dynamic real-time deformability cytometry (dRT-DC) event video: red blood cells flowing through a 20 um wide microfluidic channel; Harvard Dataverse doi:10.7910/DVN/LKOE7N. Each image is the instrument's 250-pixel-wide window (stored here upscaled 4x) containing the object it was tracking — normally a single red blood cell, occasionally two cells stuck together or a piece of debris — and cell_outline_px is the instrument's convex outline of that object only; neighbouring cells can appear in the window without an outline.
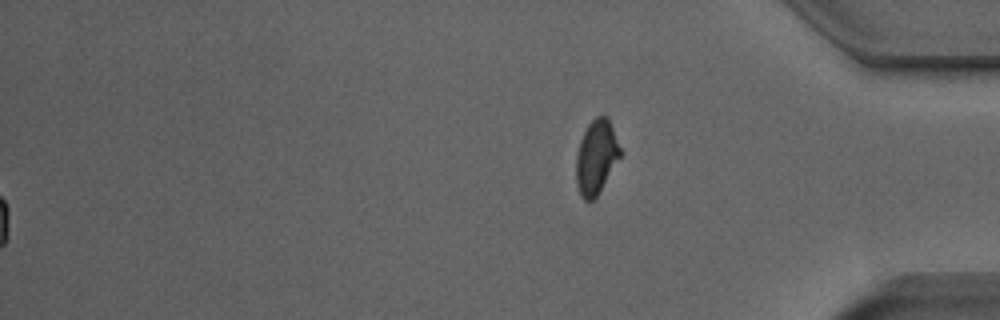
{"species": "Egyptian fruit bat (a non-hibernating species)", "species_latin": "Rousettus aegyptiacus", "temperature_condition": "room temperature", "stored_images_in_passage": 49, "segment_of_instrument_passage": [2, 2], "camera_frame_rate_fps": 3000, "um_per_image_px": 0.085, "animal": {"sex": "male"}, "frame": {"image": 1, "passage_image": 49, "time_ms": 16.0, "image_size_px": [1000, 320], "cell_outline_px": [[624, 152], [596, 196], [592, 200], [584, 200], [580, 196], [576, 184], [576, 156], [580, 140], [588, 124], [596, 116], [608, 116]], "centroid_in_image_um": [50.71, 13.32], "position_along_channel_um": 384.5, "area_um2": 19.31}}